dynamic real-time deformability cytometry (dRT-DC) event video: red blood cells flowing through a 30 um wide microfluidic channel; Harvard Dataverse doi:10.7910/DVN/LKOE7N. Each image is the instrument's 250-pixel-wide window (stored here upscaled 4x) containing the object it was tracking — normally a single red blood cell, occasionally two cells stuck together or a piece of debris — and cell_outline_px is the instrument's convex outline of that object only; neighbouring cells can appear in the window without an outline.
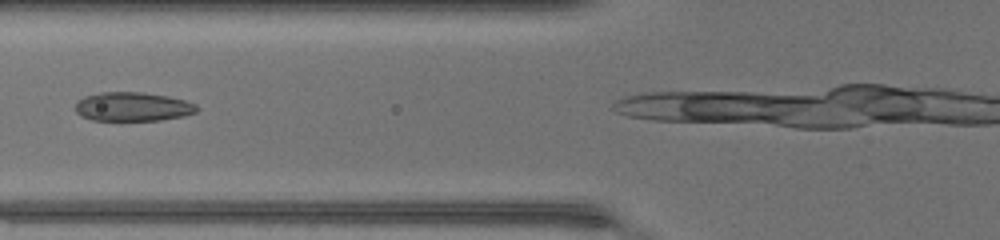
{"species": "common noctule bat (a hibernating species)", "species_latin": "Nyctalus noctula", "temperature_condition": "warm", "stored_images_in_passage": 17, "camera_frame_rate_fps": 3000, "um_per_image_px": 0.085, "animal": {"sex": "female", "body_mass_g": 17.0, "forearm_length_mm": 48.0}, "frame": {"image": 1, "passage_image": 12, "time_ms": 3.667, "image_size_px": [1000, 240], "cell_outline_px": [[200, 108], [196, 112], [184, 116], [160, 120], [92, 120], [80, 116], [76, 112], [76, 104], [84, 96], [100, 92], [144, 92], [168, 96], [184, 100], [196, 104]], "centroid_in_image_um": [11.3, 9.06], "position_along_channel_um": 114.5, "area_um2": 20.58}}
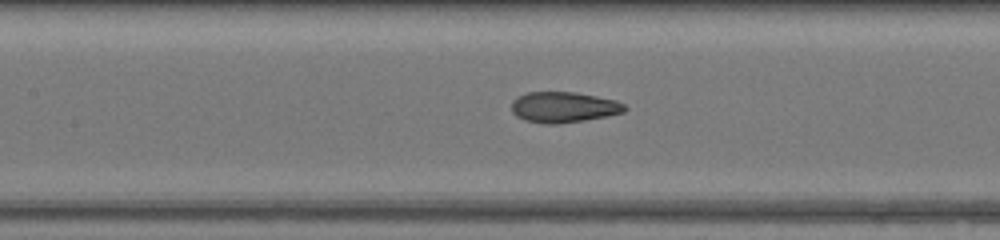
{"frame": {"image": 2, "passage_image": 15, "time_ms": 4.667, "image_size_px": [1000, 240], "cell_outline_px": [[628, 108], [624, 112], [608, 116], [584, 120], [556, 124], [544, 124], [524, 120], [516, 116], [512, 112], [512, 100], [516, 96], [528, 92], [576, 92], [616, 100], [624, 104]], "centroid_in_image_um": [47.9, 9.11], "position_along_channel_um": 159.5, "area_um2": 20.4}}